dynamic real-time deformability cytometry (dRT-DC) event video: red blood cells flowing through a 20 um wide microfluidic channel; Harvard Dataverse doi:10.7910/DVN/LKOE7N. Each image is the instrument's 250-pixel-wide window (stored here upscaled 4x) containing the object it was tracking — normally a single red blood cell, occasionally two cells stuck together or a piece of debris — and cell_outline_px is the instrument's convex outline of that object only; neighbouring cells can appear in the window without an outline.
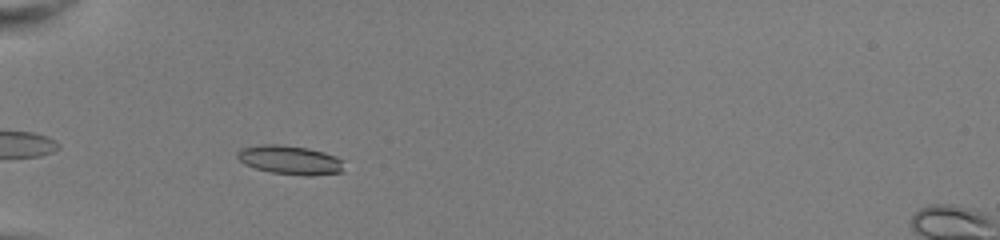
{"species": "common noctule bat (a hibernating species)", "species_latin": "Nyctalus noctula", "temperature_condition": "room temperature", "stored_images_in_passage": 33, "camera_frame_rate_fps": 3000, "um_per_image_px": 0.085, "animal": {"sex": "female", "body_mass_g": 22.0, "forearm_length_mm": 56.7}, "frame": {"image": 1, "passage_image": 4, "time_ms": 1.0, "image_size_px": [1000, 240], "cell_outline_px": [[344, 172], [312, 176], [308, 176], [272, 172], [256, 168], [244, 164], [236, 156], [236, 152], [240, 148], [260, 144], [280, 144], [308, 148], [324, 152], [336, 156], [344, 160]], "centroid_in_image_um": [24.68, 13.59], "position_along_channel_um": 60.3, "area_um2": 18.26}}
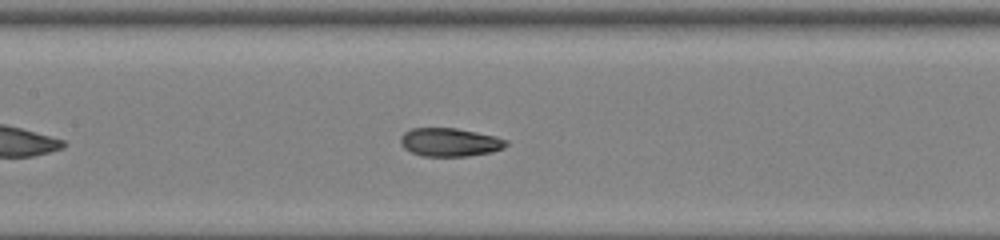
{"frame": {"image": 2, "passage_image": 13, "time_ms": 4.0, "image_size_px": [1000, 240], "cell_outline_px": [[508, 144], [504, 148], [492, 152], [468, 156], [424, 156], [412, 152], [404, 148], [400, 144], [400, 136], [404, 132], [412, 128], [456, 128], [496, 136], [508, 140]], "centroid_in_image_um": [38.24, 12.08], "position_along_channel_um": 169.2, "area_um2": 17.57}}
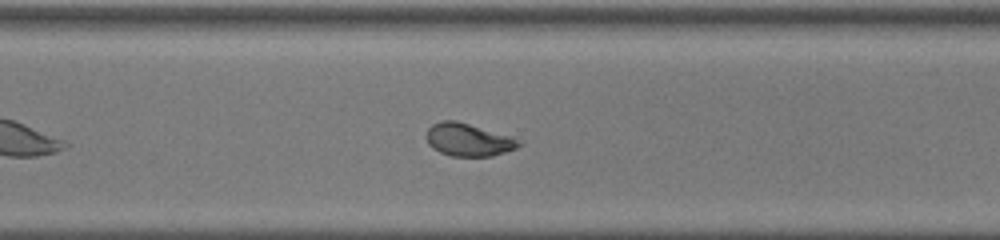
{"frame": {"image": 3, "passage_image": 25, "time_ms": 8.0, "image_size_px": [1000, 240], "cell_outline_px": [[524, 144], [516, 148], [492, 156], [452, 156], [440, 152], [432, 148], [428, 144], [428, 128], [432, 124], [440, 120], [456, 120], [512, 136], [520, 140]], "centroid_in_image_um": [39.84, 11.87], "position_along_channel_um": 330.8, "area_um2": 17.69}, "authors_computed_cell_mechanics": {"area_um2": 17.6868, "velocity_mm_per_s": 4.0462, "shape_relaxation_time_tau1_ms": 4.6868, "shape_relaxation_time_tau2_ms": 1.1899, "deformation_change_tau1": 0.1854, "deformation_change_tau2": 0.0731}}